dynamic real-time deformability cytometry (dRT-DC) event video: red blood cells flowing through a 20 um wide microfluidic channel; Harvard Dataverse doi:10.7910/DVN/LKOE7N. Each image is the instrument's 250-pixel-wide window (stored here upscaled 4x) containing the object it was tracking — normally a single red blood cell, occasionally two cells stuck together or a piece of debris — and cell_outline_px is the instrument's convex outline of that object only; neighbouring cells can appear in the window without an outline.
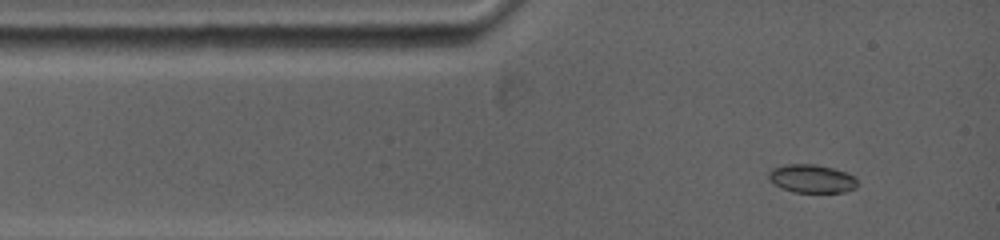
{"species": "common noctule bat (a hibernating species)", "species_latin": "Nyctalus noctula", "temperature_condition": "warm", "stored_images_in_passage": 26, "camera_frame_rate_fps": 5000, "um_per_image_px": 0.085, "animal": {"sex": "female", "body_mass_g": 19.0, "forearm_length_mm": 53.3}, "frame": {"image": 1, "passage_image": 1, "time_ms": 0.0, "image_size_px": [1000, 240], "cell_outline_px": [[856, 188], [844, 192], [792, 192], [780, 188], [768, 180], [768, 172], [772, 168], [784, 164], [816, 164], [832, 168], [844, 172], [852, 176], [856, 180]], "centroid_in_image_um": [68.92, 15.19], "position_along_channel_um": 16.1, "area_um2": 14.68}}
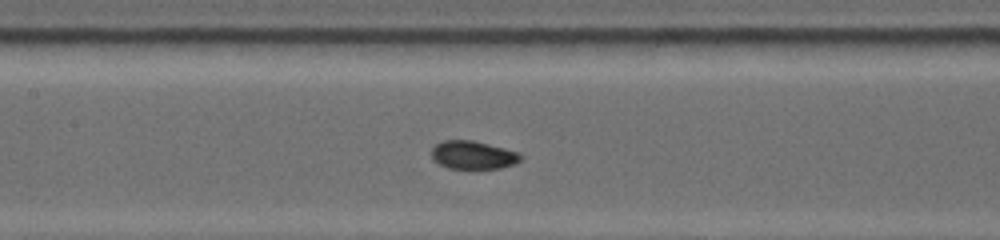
{"frame": {"image": 2, "passage_image": 15, "time_ms": 4.6, "image_size_px": [1000, 240], "cell_outline_px": [[524, 156], [520, 160], [512, 164], [500, 168], [472, 172], [468, 172], [448, 168], [440, 164], [432, 156], [432, 148], [436, 144], [444, 140], [472, 140], [520, 152]], "centroid_in_image_um": [40.23, 13.23], "position_along_channel_um": 167.2, "area_um2": 15.26}}
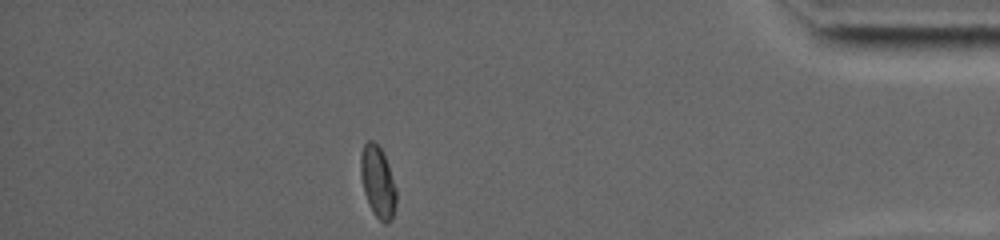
{"frame": {"image": 3, "passage_image": 26, "time_ms": 12.0, "image_size_px": [1000, 240], "cell_outline_px": [[396, 208], [392, 220], [388, 224], [384, 224], [372, 212], [364, 192], [360, 176], [360, 156], [364, 144], [368, 140], [372, 140], [384, 152], [396, 188]], "centroid_in_image_um": [32.12, 15.48], "position_along_channel_um": 403.1, "area_um2": 15.09}, "authors_computed_cell_mechanics": {"area_um2": 14.8835, "velocity_mm_per_s": 3.8366, "shape_relaxation_time_tau1_ms": 6.9831, "shape_relaxation_time_tau2_ms": null, "deformation_change_tau1": 0.1826, "deformation_change_tau2": null}}